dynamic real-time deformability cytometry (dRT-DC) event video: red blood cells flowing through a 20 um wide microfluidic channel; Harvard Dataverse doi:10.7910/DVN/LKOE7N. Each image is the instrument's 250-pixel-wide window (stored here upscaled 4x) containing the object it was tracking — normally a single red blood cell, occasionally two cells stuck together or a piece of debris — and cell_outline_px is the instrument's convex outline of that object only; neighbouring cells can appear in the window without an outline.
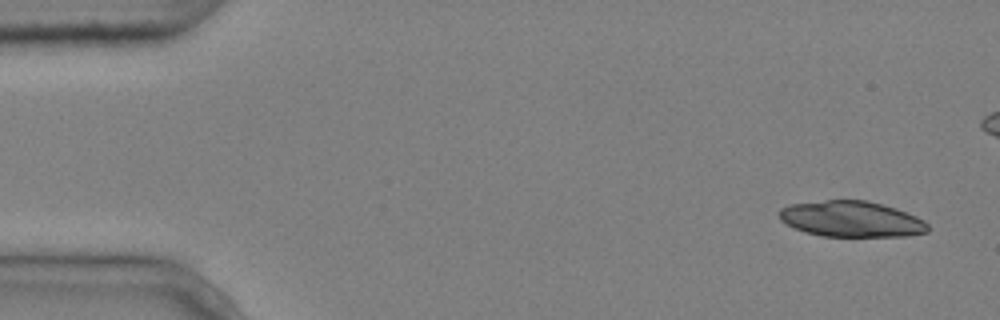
{"species": "common noctule bat (a hibernating species)", "species_latin": "Nyctalus noctula", "temperature_condition": "cold", "stored_images_in_passage": 5, "camera_frame_rate_fps": 3000, "um_per_image_px": 0.085, "animal": {"sex": "male", "body_mass_g": 20.4}, "frame": {"image": 1, "passage_image": 1, "time_ms": 0.0, "image_size_px": [1000, 320], "cell_outline_px": [[928, 232], [908, 236], [820, 236], [804, 232], [780, 220], [780, 208], [788, 204], [824, 200], [868, 200], [896, 208], [916, 216], [924, 220], [928, 224]], "centroid_in_image_um": [72.38, 18.61], "position_along_channel_um": 12.6, "area_um2": 31.15}}